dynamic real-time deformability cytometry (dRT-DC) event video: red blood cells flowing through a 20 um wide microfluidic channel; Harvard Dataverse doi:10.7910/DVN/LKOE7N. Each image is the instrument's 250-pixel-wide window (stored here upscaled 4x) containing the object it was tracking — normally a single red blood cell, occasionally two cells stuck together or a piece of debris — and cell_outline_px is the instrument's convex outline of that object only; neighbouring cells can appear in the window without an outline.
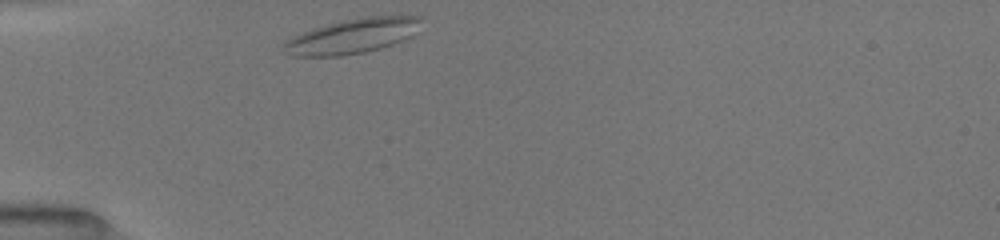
{"species": "common noctule bat (a hibernating species)", "species_latin": "Nyctalus noctula", "temperature_condition": "room temperature", "stored_images_in_passage": 31, "camera_frame_rate_fps": 3000, "um_per_image_px": 0.085, "animal": {"sex": "female", "body_mass_g": 19.5, "forearm_length_mm": 54.1}, "frame": {"image": 1, "passage_image": 1, "time_ms": 0.0, "image_size_px": [1000, 240], "cell_outline_px": [[420, 20], [408, 36], [392, 44], [380, 48], [364, 52], [340, 56], [292, 56], [284, 52], [280, 44], [292, 36], [328, 24], [360, 16], [420, 16]], "centroid_in_image_um": [29.82, 3.08], "position_along_channel_um": 55.2, "area_um2": 27.28}}
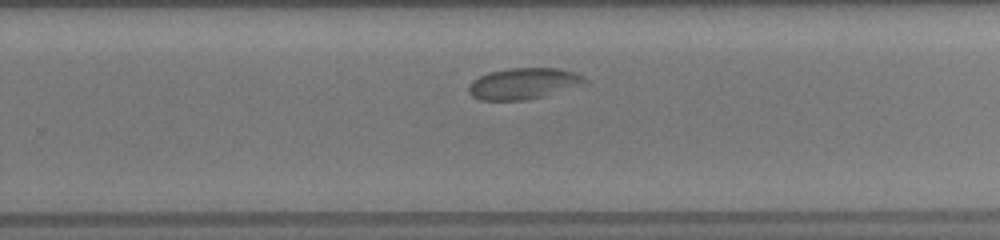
{"frame": {"image": 2, "passage_image": 20, "time_ms": 6.333, "image_size_px": [1000, 240], "cell_outline_px": [[592, 84], [528, 100], [480, 100], [472, 96], [468, 92], [468, 84], [472, 80], [488, 72], [508, 68], [556, 68], [572, 72], [584, 76]], "centroid_in_image_um": [44.55, 7.11], "position_along_channel_um": 285.2, "area_um2": 21.62}}
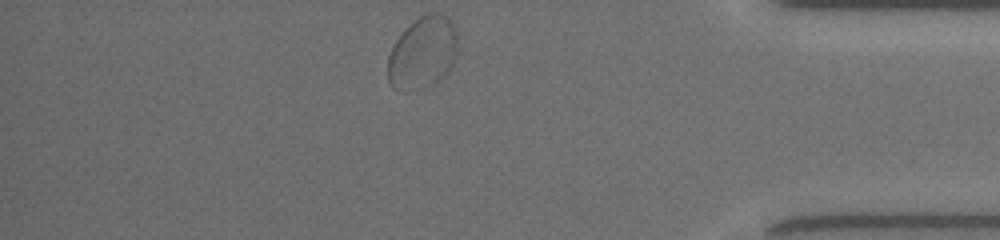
{"frame": {"image": 3, "passage_image": 31, "time_ms": 10.0, "image_size_px": [1000, 240], "cell_outline_px": [[456, 56], [448, 72], [440, 80], [424, 88], [404, 92], [396, 88], [388, 80], [388, 56], [396, 40], [420, 16], [428, 12], [440, 12], [452, 24], [456, 32]], "centroid_in_image_um": [35.93, 4.51], "position_along_channel_um": 399.3, "area_um2": 29.02}, "authors_computed_cell_mechanics": {"area_um2": 21.964, "velocity_mm_per_s": 3.8619, "shape_relaxation_time_tau1_ms": 9.872, "shape_relaxation_time_tau2_ms": null, "deformation_change_tau1": 0.1328, "deformation_change_tau2": null}}